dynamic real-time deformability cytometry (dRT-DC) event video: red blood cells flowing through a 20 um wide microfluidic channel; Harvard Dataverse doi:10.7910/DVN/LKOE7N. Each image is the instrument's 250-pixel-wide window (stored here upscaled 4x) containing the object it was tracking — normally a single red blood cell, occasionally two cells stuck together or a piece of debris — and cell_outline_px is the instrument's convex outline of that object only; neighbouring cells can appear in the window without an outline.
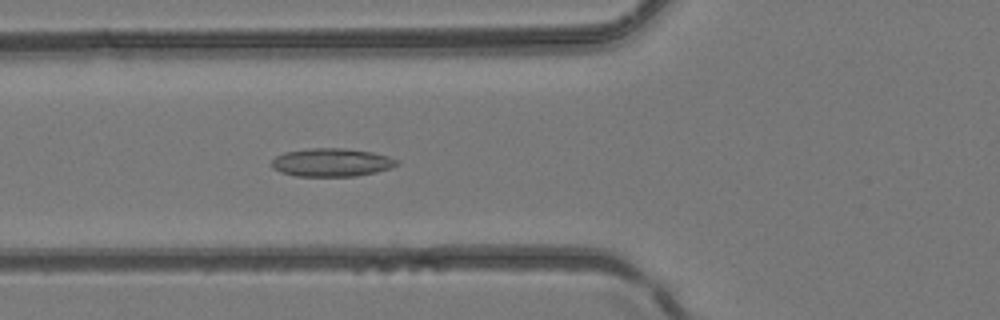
{"species": "common noctule bat (a hibernating species)", "species_latin": "Nyctalus noctula", "temperature_condition": "room temperature", "stored_images_in_passage": 44, "camera_frame_rate_fps": 3000, "um_per_image_px": 0.085, "animal": {"sex": "female", "body_mass_g": 24.6, "forearm_length_mm": 56.2}, "frame": {"image": 1, "passage_image": 15, "time_ms": 4.667, "image_size_px": [1000, 320], "cell_outline_px": [[400, 164], [392, 168], [376, 172], [356, 176], [296, 176], [280, 172], [272, 168], [272, 160], [276, 156], [284, 152], [308, 148], [344, 148], [372, 152], [388, 156], [400, 160]], "centroid_in_image_um": [28.21, 13.8], "position_along_channel_um": 97.6, "area_um2": 20.81}}
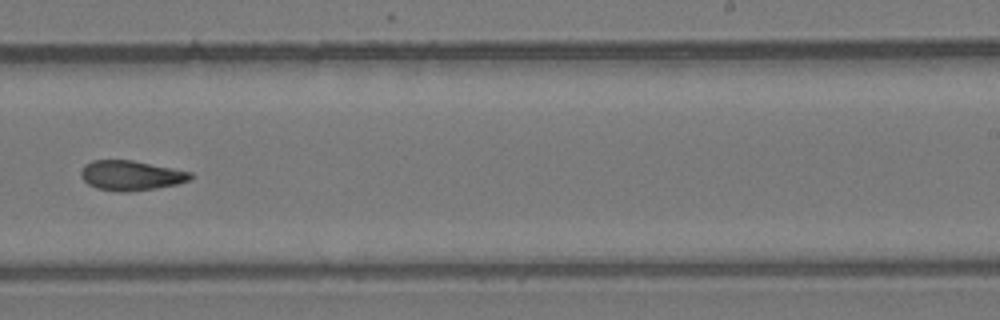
{"frame": {"image": 2, "passage_image": 27, "time_ms": 8.667, "image_size_px": [1000, 320], "cell_outline_px": [[192, 176], [188, 180], [176, 184], [156, 188], [128, 192], [120, 192], [96, 188], [88, 184], [80, 176], [80, 172], [84, 164], [92, 160], [132, 160], [192, 172]], "centroid_in_image_um": [11.09, 14.91], "position_along_channel_um": 277.9, "area_um2": 19.02}}
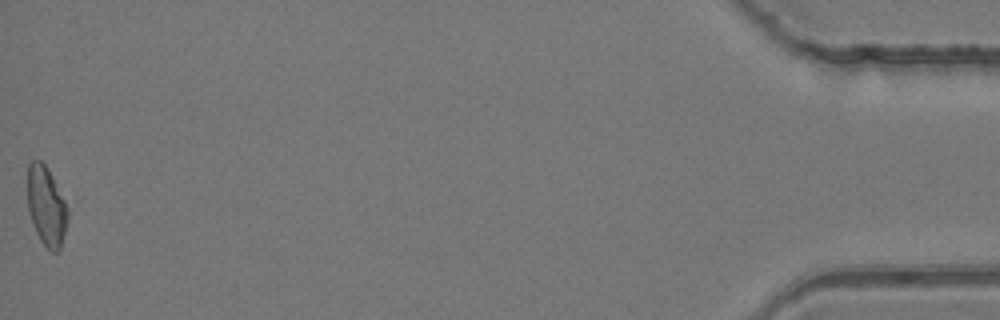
{"frame": {"image": 3, "passage_image": 44, "time_ms": 14.333, "image_size_px": [1000, 320], "cell_outline_px": [[68, 216], [60, 248], [56, 252], [52, 252], [40, 240], [32, 224], [28, 212], [28, 164], [32, 160], [40, 160], [48, 168], [68, 208]], "centroid_in_image_um": [3.92, 17.51], "position_along_channel_um": 431.3, "area_um2": 18.38}}